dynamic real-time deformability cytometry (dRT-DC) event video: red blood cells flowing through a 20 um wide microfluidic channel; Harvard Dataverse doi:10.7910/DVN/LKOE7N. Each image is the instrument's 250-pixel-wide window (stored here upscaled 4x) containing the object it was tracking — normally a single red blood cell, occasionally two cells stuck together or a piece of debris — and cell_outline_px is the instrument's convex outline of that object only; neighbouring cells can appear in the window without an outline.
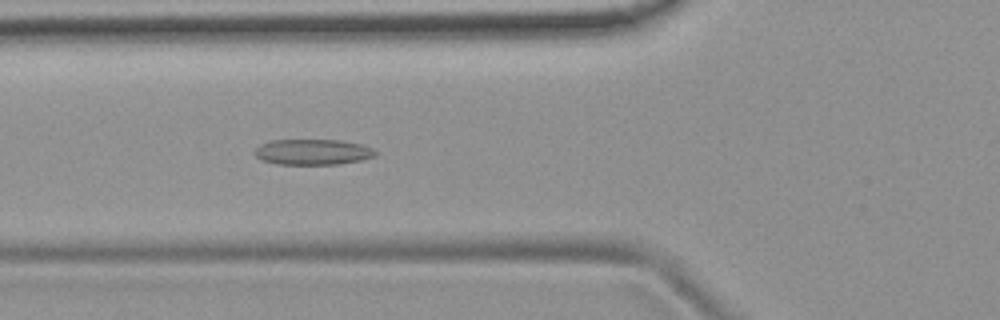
{"species": "common noctule bat (a hibernating species)", "species_latin": "Nyctalus noctula", "temperature_condition": "room temperature", "stored_images_in_passage": 6, "camera_frame_rate_fps": 3000, "um_per_image_px": 0.085, "animal": {"sex": "female", "body_mass_g": 19.9}, "frame": {"image": 1, "passage_image": 6, "time_ms": 5.667, "image_size_px": [1000, 320], "cell_outline_px": [[376, 156], [360, 160], [340, 164], [280, 164], [260, 160], [256, 156], [256, 148], [260, 144], [272, 140], [340, 140], [364, 144], [372, 148], [376, 152]], "centroid_in_image_um": [26.61, 12.91], "position_along_channel_um": 99.2, "area_um2": 18.03}}